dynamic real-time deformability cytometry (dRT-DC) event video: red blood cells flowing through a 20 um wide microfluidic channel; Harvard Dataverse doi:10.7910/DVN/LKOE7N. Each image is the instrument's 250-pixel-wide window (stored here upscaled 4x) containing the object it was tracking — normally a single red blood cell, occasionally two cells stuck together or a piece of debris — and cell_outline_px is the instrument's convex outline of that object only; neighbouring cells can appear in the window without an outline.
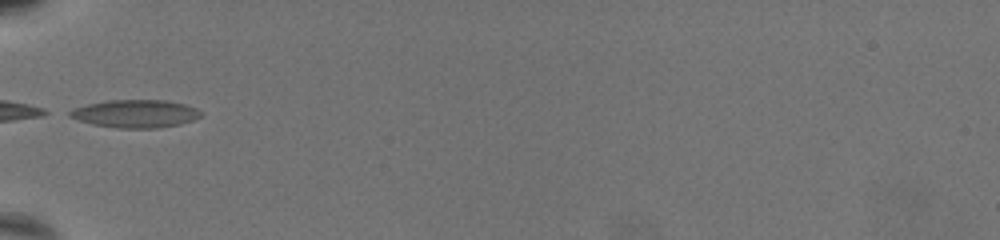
{"species": "common noctule bat (a hibernating species)", "species_latin": "Nyctalus noctula", "temperature_condition": "warm", "stored_images_in_passage": 33, "camera_frame_rate_fps": 3000, "um_per_image_px": 0.085, "animal": {"sex": "female", "body_mass_g": 19.5, "forearm_length_mm": 54.1}, "frame": {"image": 1, "passage_image": 1, "time_ms": 0.0, "image_size_px": [1000, 240], "cell_outline_px": [[204, 112], [200, 116], [192, 120], [180, 124], [156, 128], [116, 128], [92, 124], [68, 116], [64, 112], [72, 108], [88, 104], [108, 100], [164, 100], [184, 104], [196, 108]], "centroid_in_image_um": [11.47, 9.66], "position_along_channel_um": 73.5, "area_um2": 21.39}, "authors_computed_cell_mechanics": {"area_um2": 19.4208, "velocity_mm_per_s": 3.2492, "shape_relaxation_time_tau1_ms": null, "shape_relaxation_time_tau2_ms": 1.1092, "deformation_change_tau1": null, "deformation_change_tau2": 0.083}}